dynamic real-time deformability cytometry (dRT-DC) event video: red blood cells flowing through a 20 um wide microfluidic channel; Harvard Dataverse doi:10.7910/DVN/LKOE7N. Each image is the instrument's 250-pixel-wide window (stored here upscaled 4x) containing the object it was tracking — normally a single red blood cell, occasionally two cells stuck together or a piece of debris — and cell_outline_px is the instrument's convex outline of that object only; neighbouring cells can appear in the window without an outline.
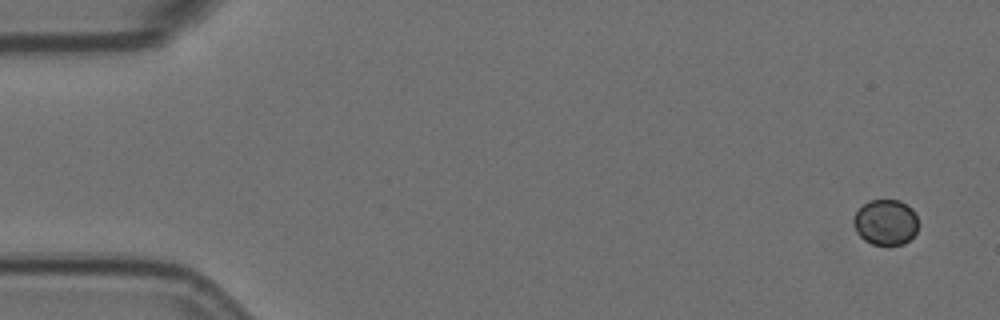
{"species": "Egyptian fruit bat (a non-hibernating species)", "species_latin": "Rousettus aegyptiacus", "temperature_condition": "room temperature", "stored_images_in_passage": 5, "camera_frame_rate_fps": 3000, "um_per_image_px": 0.085, "animal": {"sex": "female"}, "frame": {"image": 1, "passage_image": 1, "time_ms": 0.0, "image_size_px": [1000, 320], "cell_outline_px": [[916, 232], [904, 244], [872, 244], [864, 240], [856, 232], [852, 224], [852, 220], [856, 212], [868, 200], [900, 200], [912, 208], [916, 216]], "centroid_in_image_um": [75.24, 18.88], "position_along_channel_um": 9.8, "area_um2": 17.11}}
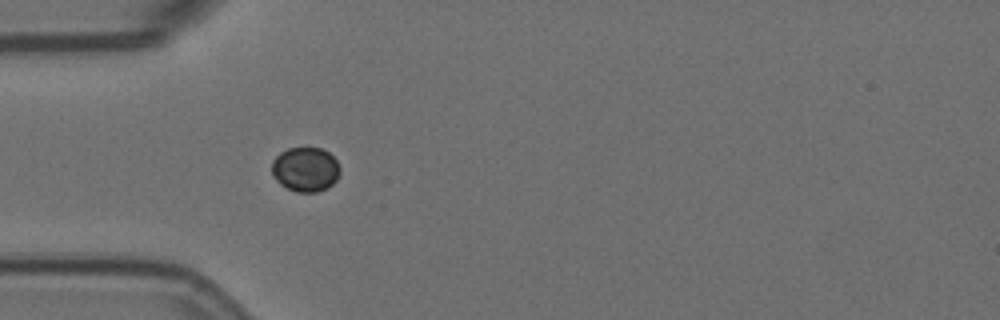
{"frame": {"image": 2, "passage_image": 5, "time_ms": 1.333, "image_size_px": [1000, 320], "cell_outline_px": [[340, 172], [336, 180], [328, 188], [316, 192], [296, 192], [280, 184], [272, 176], [272, 160], [280, 152], [288, 148], [320, 148], [328, 152], [336, 160], [340, 168]], "centroid_in_image_um": [25.95, 14.4], "position_along_channel_um": 59.0, "area_um2": 17.74}}